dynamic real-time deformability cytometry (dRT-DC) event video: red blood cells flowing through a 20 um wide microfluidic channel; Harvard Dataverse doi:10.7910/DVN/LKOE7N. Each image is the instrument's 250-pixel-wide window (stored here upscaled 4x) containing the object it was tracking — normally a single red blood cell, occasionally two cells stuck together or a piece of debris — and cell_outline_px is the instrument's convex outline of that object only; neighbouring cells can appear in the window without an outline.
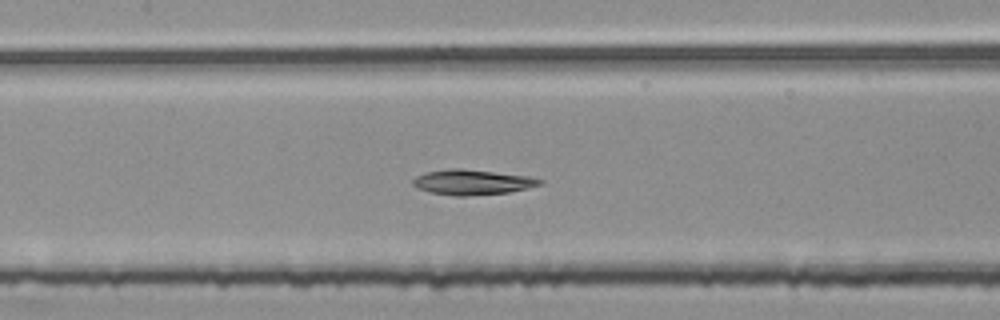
{"species": "common noctule bat (a hibernating species)", "species_latin": "Nyctalus noctula", "temperature_condition": "room temperature", "stored_images_in_passage": 54, "segment_of_instrument_passage": [2, 2], "camera_frame_rate_fps": 3000, "um_per_image_px": 0.085, "animal": {"sex": "female", "body_mass_g": 25.1}, "frame": {"image": 1, "passage_image": 26, "time_ms": 8.333, "image_size_px": [1000, 320], "cell_outline_px": [[544, 184], [528, 188], [508, 192], [468, 196], [456, 196], [432, 192], [416, 188], [412, 184], [412, 180], [416, 176], [428, 172], [452, 168], [460, 168], [528, 176], [544, 180]], "centroid_in_image_um": [40.16, 15.49], "position_along_channel_um": 167.2, "area_um2": 18.5}}
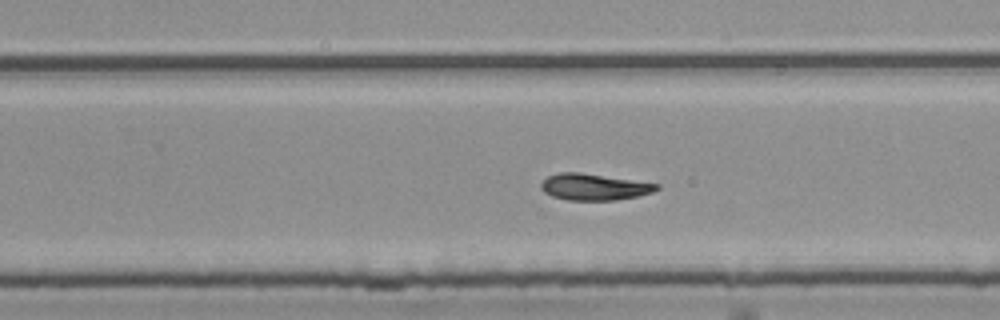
{"frame": {"image": 2, "passage_image": 35, "time_ms": 11.333, "image_size_px": [1000, 320], "cell_outline_px": [[660, 188], [652, 192], [636, 196], [616, 200], [568, 200], [552, 196], [544, 192], [540, 188], [540, 184], [548, 176], [560, 172], [580, 172], [660, 184]], "centroid_in_image_um": [50.48, 15.89], "position_along_channel_um": 279.3, "area_um2": 17.74}}
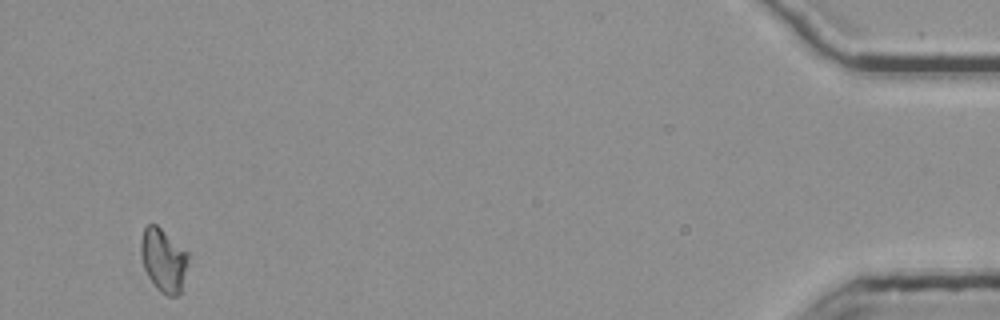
{"frame": {"image": 3, "passage_image": 53, "time_ms": 17.333, "image_size_px": [1000, 320], "cell_outline_px": [[188, 264], [180, 292], [176, 296], [168, 296], [160, 292], [156, 288], [148, 276], [144, 268], [140, 256], [140, 240], [144, 228], [148, 224], [156, 224], [188, 252]], "centroid_in_image_um": [13.88, 22.1], "position_along_channel_um": 421.3, "area_um2": 17.51}}